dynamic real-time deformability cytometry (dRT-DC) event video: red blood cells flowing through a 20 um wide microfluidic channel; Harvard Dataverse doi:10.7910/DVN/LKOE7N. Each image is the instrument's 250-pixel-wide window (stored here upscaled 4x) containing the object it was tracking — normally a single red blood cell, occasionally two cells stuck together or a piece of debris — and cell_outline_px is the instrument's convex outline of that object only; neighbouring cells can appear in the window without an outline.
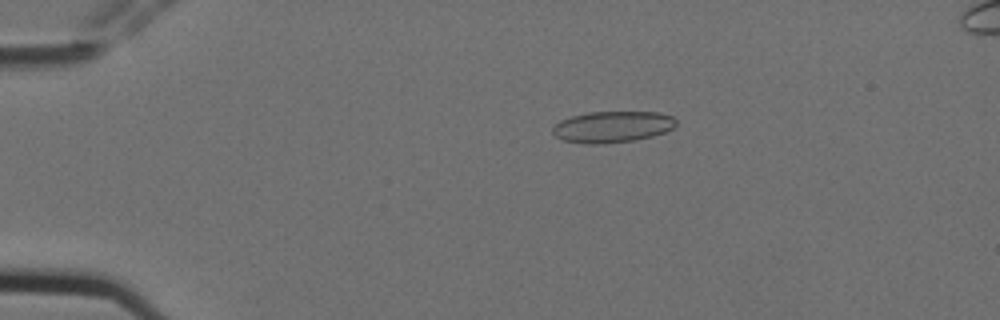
{"species": "Egyptian fruit bat (a non-hibernating species)", "species_latin": "Rousettus aegyptiacus", "temperature_condition": "cold", "stored_images_in_passage": 6, "camera_frame_rate_fps": 3000, "um_per_image_px": 0.085, "animal": {"sex": "female"}, "frame": {"image": 1, "passage_image": 4, "time_ms": 1.0, "image_size_px": [1000, 320], "cell_outline_px": [[676, 124], [672, 128], [664, 132], [652, 136], [636, 140], [604, 144], [584, 144], [564, 140], [556, 136], [552, 132], [552, 128], [560, 120], [572, 116], [588, 112], [660, 112], [672, 116], [676, 120]], "centroid_in_image_um": [52.05, 10.78], "position_along_channel_um": 32.9, "area_um2": 22.6}}